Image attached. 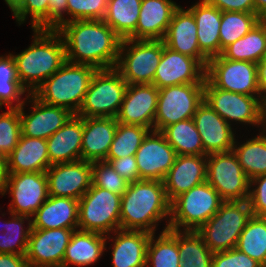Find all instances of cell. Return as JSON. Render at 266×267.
Segmentation results:
<instances>
[{"instance_id": "6da1fadb", "label": "cell", "mask_w": 266, "mask_h": 267, "mask_svg": "<svg viewBox=\"0 0 266 267\" xmlns=\"http://www.w3.org/2000/svg\"><path fill=\"white\" fill-rule=\"evenodd\" d=\"M56 30L64 41L66 61L97 70L116 67L122 39L103 20H73Z\"/></svg>"}, {"instance_id": "7a4b0ae2", "label": "cell", "mask_w": 266, "mask_h": 267, "mask_svg": "<svg viewBox=\"0 0 266 267\" xmlns=\"http://www.w3.org/2000/svg\"><path fill=\"white\" fill-rule=\"evenodd\" d=\"M170 216L171 202L162 181L137 180L129 183L126 192L121 196L120 229L155 234L156 227L163 219L168 221L165 230L168 229Z\"/></svg>"}, {"instance_id": "3957f363", "label": "cell", "mask_w": 266, "mask_h": 267, "mask_svg": "<svg viewBox=\"0 0 266 267\" xmlns=\"http://www.w3.org/2000/svg\"><path fill=\"white\" fill-rule=\"evenodd\" d=\"M31 45L19 54H11L16 74L28 94L52 76L66 61L64 41L56 29H33Z\"/></svg>"}, {"instance_id": "277c9868", "label": "cell", "mask_w": 266, "mask_h": 267, "mask_svg": "<svg viewBox=\"0 0 266 267\" xmlns=\"http://www.w3.org/2000/svg\"><path fill=\"white\" fill-rule=\"evenodd\" d=\"M96 70L90 65L65 61L33 95L46 104L63 107L77 114Z\"/></svg>"}, {"instance_id": "5b68a950", "label": "cell", "mask_w": 266, "mask_h": 267, "mask_svg": "<svg viewBox=\"0 0 266 267\" xmlns=\"http://www.w3.org/2000/svg\"><path fill=\"white\" fill-rule=\"evenodd\" d=\"M252 215L248 200L224 201L197 233L212 253L227 251L236 247L239 236Z\"/></svg>"}, {"instance_id": "8992f818", "label": "cell", "mask_w": 266, "mask_h": 267, "mask_svg": "<svg viewBox=\"0 0 266 267\" xmlns=\"http://www.w3.org/2000/svg\"><path fill=\"white\" fill-rule=\"evenodd\" d=\"M223 202L219 193L207 181L192 187L171 202L168 228L197 231L219 210Z\"/></svg>"}, {"instance_id": "52a82bcc", "label": "cell", "mask_w": 266, "mask_h": 267, "mask_svg": "<svg viewBox=\"0 0 266 267\" xmlns=\"http://www.w3.org/2000/svg\"><path fill=\"white\" fill-rule=\"evenodd\" d=\"M127 86L128 83L115 67L96 70L76 115L116 118Z\"/></svg>"}, {"instance_id": "ba28073f", "label": "cell", "mask_w": 266, "mask_h": 267, "mask_svg": "<svg viewBox=\"0 0 266 267\" xmlns=\"http://www.w3.org/2000/svg\"><path fill=\"white\" fill-rule=\"evenodd\" d=\"M163 54V40L121 41L116 69L128 84H153Z\"/></svg>"}, {"instance_id": "9c48e42d", "label": "cell", "mask_w": 266, "mask_h": 267, "mask_svg": "<svg viewBox=\"0 0 266 267\" xmlns=\"http://www.w3.org/2000/svg\"><path fill=\"white\" fill-rule=\"evenodd\" d=\"M121 196L91 186L79 199L78 229L110 235L120 229Z\"/></svg>"}, {"instance_id": "30bf717a", "label": "cell", "mask_w": 266, "mask_h": 267, "mask_svg": "<svg viewBox=\"0 0 266 267\" xmlns=\"http://www.w3.org/2000/svg\"><path fill=\"white\" fill-rule=\"evenodd\" d=\"M204 101L229 125H232L233 121L262 126V130L264 129V101L260 96H249L216 88L205 77Z\"/></svg>"}, {"instance_id": "8fae6325", "label": "cell", "mask_w": 266, "mask_h": 267, "mask_svg": "<svg viewBox=\"0 0 266 267\" xmlns=\"http://www.w3.org/2000/svg\"><path fill=\"white\" fill-rule=\"evenodd\" d=\"M206 181L223 201H247L249 198L250 179L232 150L207 155Z\"/></svg>"}, {"instance_id": "7c38bea8", "label": "cell", "mask_w": 266, "mask_h": 267, "mask_svg": "<svg viewBox=\"0 0 266 267\" xmlns=\"http://www.w3.org/2000/svg\"><path fill=\"white\" fill-rule=\"evenodd\" d=\"M204 101V84H181L159 89L153 131L193 118Z\"/></svg>"}, {"instance_id": "4fadbf2b", "label": "cell", "mask_w": 266, "mask_h": 267, "mask_svg": "<svg viewBox=\"0 0 266 267\" xmlns=\"http://www.w3.org/2000/svg\"><path fill=\"white\" fill-rule=\"evenodd\" d=\"M205 77L216 88L238 94L260 96L256 63L230 60L219 55L208 60Z\"/></svg>"}, {"instance_id": "5bb4252c", "label": "cell", "mask_w": 266, "mask_h": 267, "mask_svg": "<svg viewBox=\"0 0 266 267\" xmlns=\"http://www.w3.org/2000/svg\"><path fill=\"white\" fill-rule=\"evenodd\" d=\"M7 191L12 196L9 213L32 217L49 197L46 173H6L1 195Z\"/></svg>"}, {"instance_id": "9a60e30c", "label": "cell", "mask_w": 266, "mask_h": 267, "mask_svg": "<svg viewBox=\"0 0 266 267\" xmlns=\"http://www.w3.org/2000/svg\"><path fill=\"white\" fill-rule=\"evenodd\" d=\"M45 173L49 196L79 200L92 186V163L85 160L52 164Z\"/></svg>"}, {"instance_id": "2e32d148", "label": "cell", "mask_w": 266, "mask_h": 267, "mask_svg": "<svg viewBox=\"0 0 266 267\" xmlns=\"http://www.w3.org/2000/svg\"><path fill=\"white\" fill-rule=\"evenodd\" d=\"M206 68L195 58L164 45L153 84L158 88L181 84H205Z\"/></svg>"}, {"instance_id": "e0dca14e", "label": "cell", "mask_w": 266, "mask_h": 267, "mask_svg": "<svg viewBox=\"0 0 266 267\" xmlns=\"http://www.w3.org/2000/svg\"><path fill=\"white\" fill-rule=\"evenodd\" d=\"M25 96L32 106L30 114L25 113L24 104L19 108L22 136L47 140L74 115L66 108L40 101L33 94Z\"/></svg>"}, {"instance_id": "ac0fdd59", "label": "cell", "mask_w": 266, "mask_h": 267, "mask_svg": "<svg viewBox=\"0 0 266 267\" xmlns=\"http://www.w3.org/2000/svg\"><path fill=\"white\" fill-rule=\"evenodd\" d=\"M175 149L159 131H150L137 150L135 157L139 180L162 181L176 159Z\"/></svg>"}, {"instance_id": "d6986e66", "label": "cell", "mask_w": 266, "mask_h": 267, "mask_svg": "<svg viewBox=\"0 0 266 267\" xmlns=\"http://www.w3.org/2000/svg\"><path fill=\"white\" fill-rule=\"evenodd\" d=\"M77 229H31L26 252L28 264L63 267L71 236Z\"/></svg>"}, {"instance_id": "ffe728a7", "label": "cell", "mask_w": 266, "mask_h": 267, "mask_svg": "<svg viewBox=\"0 0 266 267\" xmlns=\"http://www.w3.org/2000/svg\"><path fill=\"white\" fill-rule=\"evenodd\" d=\"M159 89L154 84H128L116 120L153 130Z\"/></svg>"}, {"instance_id": "44dd1931", "label": "cell", "mask_w": 266, "mask_h": 267, "mask_svg": "<svg viewBox=\"0 0 266 267\" xmlns=\"http://www.w3.org/2000/svg\"><path fill=\"white\" fill-rule=\"evenodd\" d=\"M193 121L201 137L204 152H228L233 149L235 134L229 125L212 107L203 101L197 108Z\"/></svg>"}, {"instance_id": "7402d4cb", "label": "cell", "mask_w": 266, "mask_h": 267, "mask_svg": "<svg viewBox=\"0 0 266 267\" xmlns=\"http://www.w3.org/2000/svg\"><path fill=\"white\" fill-rule=\"evenodd\" d=\"M164 45L181 54L197 59L205 68L208 58L200 51L197 37V24L193 14L179 7L174 11L166 34Z\"/></svg>"}, {"instance_id": "603a6c76", "label": "cell", "mask_w": 266, "mask_h": 267, "mask_svg": "<svg viewBox=\"0 0 266 267\" xmlns=\"http://www.w3.org/2000/svg\"><path fill=\"white\" fill-rule=\"evenodd\" d=\"M207 155H177L163 180L167 198L172 202L180 194L206 181Z\"/></svg>"}, {"instance_id": "cb8c5ba5", "label": "cell", "mask_w": 266, "mask_h": 267, "mask_svg": "<svg viewBox=\"0 0 266 267\" xmlns=\"http://www.w3.org/2000/svg\"><path fill=\"white\" fill-rule=\"evenodd\" d=\"M118 121L111 117H83L81 160L105 161L117 129Z\"/></svg>"}, {"instance_id": "d4e9b609", "label": "cell", "mask_w": 266, "mask_h": 267, "mask_svg": "<svg viewBox=\"0 0 266 267\" xmlns=\"http://www.w3.org/2000/svg\"><path fill=\"white\" fill-rule=\"evenodd\" d=\"M179 6L172 0H142L134 40H163L174 11Z\"/></svg>"}, {"instance_id": "484cf974", "label": "cell", "mask_w": 266, "mask_h": 267, "mask_svg": "<svg viewBox=\"0 0 266 267\" xmlns=\"http://www.w3.org/2000/svg\"><path fill=\"white\" fill-rule=\"evenodd\" d=\"M112 233L115 238L112 235L106 236L108 240L114 239L112 240L114 244L111 246L112 266L146 267L147 246L151 233L123 229H118Z\"/></svg>"}, {"instance_id": "4316f807", "label": "cell", "mask_w": 266, "mask_h": 267, "mask_svg": "<svg viewBox=\"0 0 266 267\" xmlns=\"http://www.w3.org/2000/svg\"><path fill=\"white\" fill-rule=\"evenodd\" d=\"M51 165L47 141L21 135L15 149L5 158V173L46 172Z\"/></svg>"}, {"instance_id": "83f0119b", "label": "cell", "mask_w": 266, "mask_h": 267, "mask_svg": "<svg viewBox=\"0 0 266 267\" xmlns=\"http://www.w3.org/2000/svg\"><path fill=\"white\" fill-rule=\"evenodd\" d=\"M79 200L49 196L31 218V229H78Z\"/></svg>"}, {"instance_id": "f1b7e54d", "label": "cell", "mask_w": 266, "mask_h": 267, "mask_svg": "<svg viewBox=\"0 0 266 267\" xmlns=\"http://www.w3.org/2000/svg\"><path fill=\"white\" fill-rule=\"evenodd\" d=\"M83 117L74 114L47 141L51 164L81 160Z\"/></svg>"}, {"instance_id": "f546056e", "label": "cell", "mask_w": 266, "mask_h": 267, "mask_svg": "<svg viewBox=\"0 0 266 267\" xmlns=\"http://www.w3.org/2000/svg\"><path fill=\"white\" fill-rule=\"evenodd\" d=\"M188 10L197 24V37L200 51L208 58L220 55L221 11L204 0L198 1Z\"/></svg>"}, {"instance_id": "4dcf8cb0", "label": "cell", "mask_w": 266, "mask_h": 267, "mask_svg": "<svg viewBox=\"0 0 266 267\" xmlns=\"http://www.w3.org/2000/svg\"><path fill=\"white\" fill-rule=\"evenodd\" d=\"M106 235L74 230L63 258V267L70 265L83 267L94 264L106 250Z\"/></svg>"}, {"instance_id": "1f68e13d", "label": "cell", "mask_w": 266, "mask_h": 267, "mask_svg": "<svg viewBox=\"0 0 266 267\" xmlns=\"http://www.w3.org/2000/svg\"><path fill=\"white\" fill-rule=\"evenodd\" d=\"M224 58L235 61L260 63L266 58L265 17L261 18L247 34L227 46L221 54Z\"/></svg>"}, {"instance_id": "d6a6232c", "label": "cell", "mask_w": 266, "mask_h": 267, "mask_svg": "<svg viewBox=\"0 0 266 267\" xmlns=\"http://www.w3.org/2000/svg\"><path fill=\"white\" fill-rule=\"evenodd\" d=\"M142 0H109L103 21L122 39L136 30Z\"/></svg>"}, {"instance_id": "836d02e7", "label": "cell", "mask_w": 266, "mask_h": 267, "mask_svg": "<svg viewBox=\"0 0 266 267\" xmlns=\"http://www.w3.org/2000/svg\"><path fill=\"white\" fill-rule=\"evenodd\" d=\"M178 253V230L167 229L155 238L154 233L147 246L146 267H180Z\"/></svg>"}, {"instance_id": "e575fe53", "label": "cell", "mask_w": 266, "mask_h": 267, "mask_svg": "<svg viewBox=\"0 0 266 267\" xmlns=\"http://www.w3.org/2000/svg\"><path fill=\"white\" fill-rule=\"evenodd\" d=\"M161 133L177 155H207L192 118L171 124Z\"/></svg>"}, {"instance_id": "d590c367", "label": "cell", "mask_w": 266, "mask_h": 267, "mask_svg": "<svg viewBox=\"0 0 266 267\" xmlns=\"http://www.w3.org/2000/svg\"><path fill=\"white\" fill-rule=\"evenodd\" d=\"M236 143L235 141L232 151L247 177L251 180L266 174V130L264 129L259 135L246 140L238 147Z\"/></svg>"}, {"instance_id": "8d00e7d4", "label": "cell", "mask_w": 266, "mask_h": 267, "mask_svg": "<svg viewBox=\"0 0 266 267\" xmlns=\"http://www.w3.org/2000/svg\"><path fill=\"white\" fill-rule=\"evenodd\" d=\"M235 248L266 267V217L252 215Z\"/></svg>"}, {"instance_id": "74e56055", "label": "cell", "mask_w": 266, "mask_h": 267, "mask_svg": "<svg viewBox=\"0 0 266 267\" xmlns=\"http://www.w3.org/2000/svg\"><path fill=\"white\" fill-rule=\"evenodd\" d=\"M180 267H212L213 253L197 231H178Z\"/></svg>"}, {"instance_id": "f35d334b", "label": "cell", "mask_w": 266, "mask_h": 267, "mask_svg": "<svg viewBox=\"0 0 266 267\" xmlns=\"http://www.w3.org/2000/svg\"><path fill=\"white\" fill-rule=\"evenodd\" d=\"M11 220L4 221L2 235H0V253L26 255L29 234L31 231V217L10 213ZM28 221L24 229L23 224Z\"/></svg>"}, {"instance_id": "ab89813d", "label": "cell", "mask_w": 266, "mask_h": 267, "mask_svg": "<svg viewBox=\"0 0 266 267\" xmlns=\"http://www.w3.org/2000/svg\"><path fill=\"white\" fill-rule=\"evenodd\" d=\"M261 18L256 13L222 11L220 35V55L230 44L247 34Z\"/></svg>"}, {"instance_id": "60d3db41", "label": "cell", "mask_w": 266, "mask_h": 267, "mask_svg": "<svg viewBox=\"0 0 266 267\" xmlns=\"http://www.w3.org/2000/svg\"><path fill=\"white\" fill-rule=\"evenodd\" d=\"M151 130L141 125L118 122L113 142L106 159L135 155L144 138Z\"/></svg>"}, {"instance_id": "b9f144b4", "label": "cell", "mask_w": 266, "mask_h": 267, "mask_svg": "<svg viewBox=\"0 0 266 267\" xmlns=\"http://www.w3.org/2000/svg\"><path fill=\"white\" fill-rule=\"evenodd\" d=\"M0 114V153L6 158L17 146L21 136L19 108H7Z\"/></svg>"}, {"instance_id": "7bdbcfd3", "label": "cell", "mask_w": 266, "mask_h": 267, "mask_svg": "<svg viewBox=\"0 0 266 267\" xmlns=\"http://www.w3.org/2000/svg\"><path fill=\"white\" fill-rule=\"evenodd\" d=\"M11 12L19 25L30 14L32 29H48V0H20Z\"/></svg>"}, {"instance_id": "ee69618b", "label": "cell", "mask_w": 266, "mask_h": 267, "mask_svg": "<svg viewBox=\"0 0 266 267\" xmlns=\"http://www.w3.org/2000/svg\"><path fill=\"white\" fill-rule=\"evenodd\" d=\"M92 185L122 196L129 182L121 177L108 162L96 161L92 162Z\"/></svg>"}, {"instance_id": "f6af8a7d", "label": "cell", "mask_w": 266, "mask_h": 267, "mask_svg": "<svg viewBox=\"0 0 266 267\" xmlns=\"http://www.w3.org/2000/svg\"><path fill=\"white\" fill-rule=\"evenodd\" d=\"M109 0H67L65 23L73 20H103ZM70 18V19H69Z\"/></svg>"}, {"instance_id": "bcb514c9", "label": "cell", "mask_w": 266, "mask_h": 267, "mask_svg": "<svg viewBox=\"0 0 266 267\" xmlns=\"http://www.w3.org/2000/svg\"><path fill=\"white\" fill-rule=\"evenodd\" d=\"M212 267H263L240 250L233 248L213 253Z\"/></svg>"}, {"instance_id": "7dc6e473", "label": "cell", "mask_w": 266, "mask_h": 267, "mask_svg": "<svg viewBox=\"0 0 266 267\" xmlns=\"http://www.w3.org/2000/svg\"><path fill=\"white\" fill-rule=\"evenodd\" d=\"M248 201L254 216L266 217V174L256 176L250 180Z\"/></svg>"}, {"instance_id": "c3c4849f", "label": "cell", "mask_w": 266, "mask_h": 267, "mask_svg": "<svg viewBox=\"0 0 266 267\" xmlns=\"http://www.w3.org/2000/svg\"><path fill=\"white\" fill-rule=\"evenodd\" d=\"M27 92L19 81H6L0 80V109L2 105H6L7 108H20L25 104V99H21ZM16 101L15 105L13 103Z\"/></svg>"}, {"instance_id": "681fc988", "label": "cell", "mask_w": 266, "mask_h": 267, "mask_svg": "<svg viewBox=\"0 0 266 267\" xmlns=\"http://www.w3.org/2000/svg\"><path fill=\"white\" fill-rule=\"evenodd\" d=\"M105 161L127 182L132 183L139 180V170L135 155L116 159H105Z\"/></svg>"}, {"instance_id": "f907efd6", "label": "cell", "mask_w": 266, "mask_h": 267, "mask_svg": "<svg viewBox=\"0 0 266 267\" xmlns=\"http://www.w3.org/2000/svg\"><path fill=\"white\" fill-rule=\"evenodd\" d=\"M222 11L255 13V0H204Z\"/></svg>"}, {"instance_id": "816d5d0a", "label": "cell", "mask_w": 266, "mask_h": 267, "mask_svg": "<svg viewBox=\"0 0 266 267\" xmlns=\"http://www.w3.org/2000/svg\"><path fill=\"white\" fill-rule=\"evenodd\" d=\"M67 8V0H48V29H57L65 23Z\"/></svg>"}, {"instance_id": "f5cc1de1", "label": "cell", "mask_w": 266, "mask_h": 267, "mask_svg": "<svg viewBox=\"0 0 266 267\" xmlns=\"http://www.w3.org/2000/svg\"><path fill=\"white\" fill-rule=\"evenodd\" d=\"M0 80L19 81L16 74V65L9 53L7 56H0Z\"/></svg>"}, {"instance_id": "db71d44e", "label": "cell", "mask_w": 266, "mask_h": 267, "mask_svg": "<svg viewBox=\"0 0 266 267\" xmlns=\"http://www.w3.org/2000/svg\"><path fill=\"white\" fill-rule=\"evenodd\" d=\"M25 255L0 253V267H27Z\"/></svg>"}, {"instance_id": "11a10c76", "label": "cell", "mask_w": 266, "mask_h": 267, "mask_svg": "<svg viewBox=\"0 0 266 267\" xmlns=\"http://www.w3.org/2000/svg\"><path fill=\"white\" fill-rule=\"evenodd\" d=\"M258 87L260 98L264 101L266 99V58L258 63Z\"/></svg>"}, {"instance_id": "9f6ffc18", "label": "cell", "mask_w": 266, "mask_h": 267, "mask_svg": "<svg viewBox=\"0 0 266 267\" xmlns=\"http://www.w3.org/2000/svg\"><path fill=\"white\" fill-rule=\"evenodd\" d=\"M255 13L260 17H266V0H255Z\"/></svg>"}, {"instance_id": "6f0895ef", "label": "cell", "mask_w": 266, "mask_h": 267, "mask_svg": "<svg viewBox=\"0 0 266 267\" xmlns=\"http://www.w3.org/2000/svg\"><path fill=\"white\" fill-rule=\"evenodd\" d=\"M6 179V173H5V158L0 153V195L4 188V183Z\"/></svg>"}, {"instance_id": "680465c9", "label": "cell", "mask_w": 266, "mask_h": 267, "mask_svg": "<svg viewBox=\"0 0 266 267\" xmlns=\"http://www.w3.org/2000/svg\"><path fill=\"white\" fill-rule=\"evenodd\" d=\"M4 1L11 10L20 2V0H4Z\"/></svg>"}, {"instance_id": "91938a15", "label": "cell", "mask_w": 266, "mask_h": 267, "mask_svg": "<svg viewBox=\"0 0 266 267\" xmlns=\"http://www.w3.org/2000/svg\"><path fill=\"white\" fill-rule=\"evenodd\" d=\"M263 108H264V129L266 130V99L263 102Z\"/></svg>"}, {"instance_id": "94428289", "label": "cell", "mask_w": 266, "mask_h": 267, "mask_svg": "<svg viewBox=\"0 0 266 267\" xmlns=\"http://www.w3.org/2000/svg\"><path fill=\"white\" fill-rule=\"evenodd\" d=\"M27 267H58V266H37V265L28 264Z\"/></svg>"}]
</instances>
